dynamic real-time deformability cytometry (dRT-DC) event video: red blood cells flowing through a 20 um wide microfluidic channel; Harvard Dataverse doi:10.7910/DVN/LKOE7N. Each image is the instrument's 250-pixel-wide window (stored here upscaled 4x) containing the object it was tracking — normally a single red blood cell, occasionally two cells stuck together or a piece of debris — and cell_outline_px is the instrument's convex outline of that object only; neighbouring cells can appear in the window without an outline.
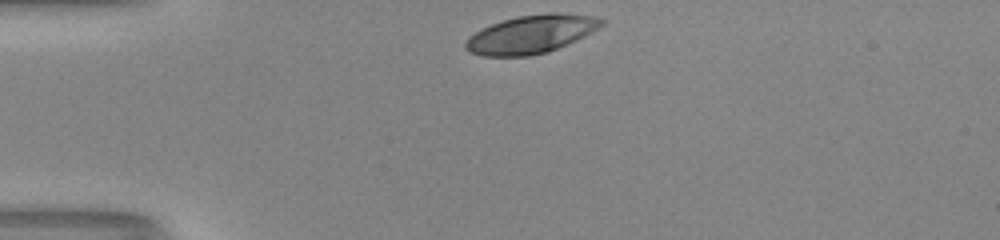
{"species": "human", "species_latin": "Homo sapiens", "temperature_condition": "room temperature", "stored_images_in_passage": 30, "camera_frame_rate_fps": 3000, "um_per_image_px": 0.085, "donor": {"sex": "male"}, "frame": {"image": 1, "passage_image": 1, "time_ms": 0.0, "image_size_px": [1000, 240], "cell_outline_px": [[608, 20], [604, 24], [592, 32], [568, 44], [548, 52], [528, 56], [484, 56], [472, 52], [464, 48], [464, 44], [476, 32], [492, 24], [504, 20], [520, 16], [548, 12], [556, 12], [596, 16]], "centroid_in_image_um": [45.23, 2.9], "position_along_channel_um": 39.8, "area_um2": 30.11}}
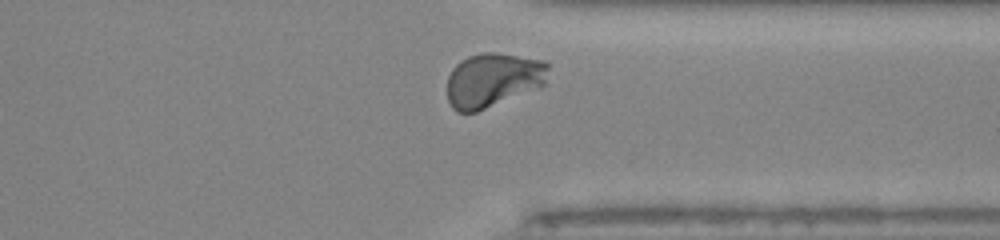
{"frame": {"image": 2, "passage_image": 28, "time_ms": 9.0, "image_size_px": [1000, 240], "cell_outline_px": [[548, 68], [544, 84], [476, 112], [456, 112], [452, 108], [448, 100], [448, 76], [452, 68], [460, 60], [468, 56], [484, 52], [492, 52], [544, 60], [548, 64]], "centroid_in_image_um": [41.85, 6.78], "position_along_channel_um": 369.6, "area_um2": 31.5}, "authors_computed_cell_mechanics": {"area_um2": 30.6918, "velocity_mm_per_s": 4.1054, "shape_relaxation_time_tau1_ms": 2.699, "shape_relaxation_time_tau2_ms": null, "deformation_change_tau1": 0.1532, "deformation_change_tau2": null}}